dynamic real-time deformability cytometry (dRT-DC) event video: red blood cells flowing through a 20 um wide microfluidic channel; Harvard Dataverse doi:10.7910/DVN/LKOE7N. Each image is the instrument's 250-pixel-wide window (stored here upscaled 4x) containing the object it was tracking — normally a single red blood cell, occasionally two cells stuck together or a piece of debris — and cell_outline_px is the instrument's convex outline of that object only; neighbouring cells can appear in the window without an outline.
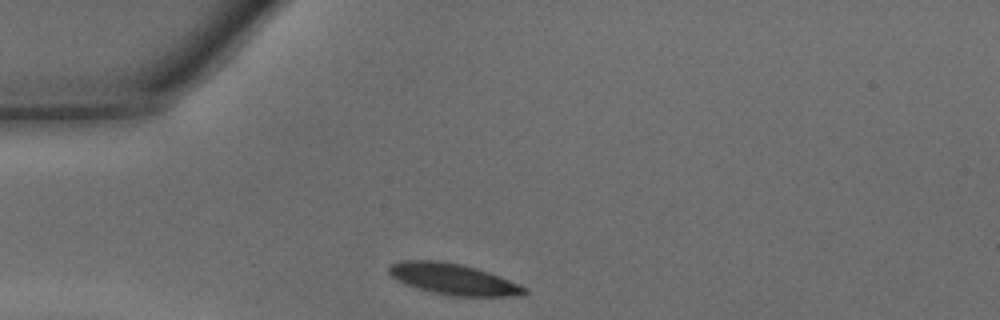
{"species": "common noctule bat (a hibernating species)", "species_latin": "Nyctalus noctula", "temperature_condition": "warm", "stored_images_in_passage": 25, "camera_frame_rate_fps": 3000, "um_per_image_px": 0.085, "animal": {"sex": "male", "body_mass_g": 15.6}, "frame": {"image": 1, "passage_image": 1, "time_ms": 0.0, "image_size_px": [1000, 320], "cell_outline_px": [[528, 292], [520, 296], [448, 296], [416, 288], [404, 284], [392, 276], [388, 272], [388, 264], [400, 260], [436, 260], [460, 264], [476, 268], [488, 272], [528, 288]], "centroid_in_image_um": [38.48, 23.73], "position_along_channel_um": 46.5, "area_um2": 24.62}}
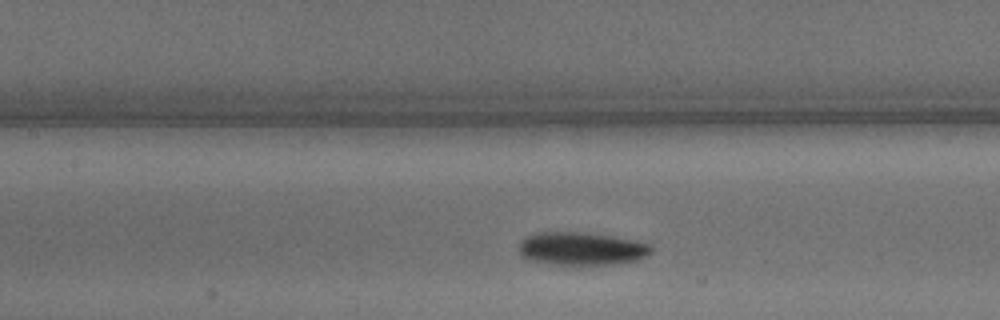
{"frame": {"image": 2, "passage_image": 10, "time_ms": 3.0, "image_size_px": [1000, 320], "cell_outline_px": [[652, 252], [648, 256], [636, 260], [612, 264], [556, 264], [528, 260], [520, 256], [520, 240], [528, 236], [540, 232], [588, 232], [636, 240], [648, 244], [652, 248]], "centroid_in_image_um": [49.43, 21.12], "position_along_channel_um": 158.0, "area_um2": 25.43}}
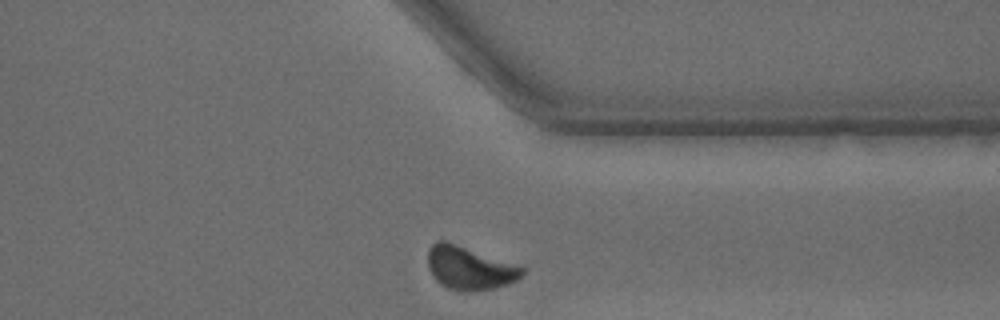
{"frame": {"image": 3, "passage_image": 25, "time_ms": 8.0, "image_size_px": [1000, 320], "cell_outline_px": [[528, 268], [516, 280], [508, 284], [496, 288], [476, 292], [460, 292], [448, 288], [440, 284], [432, 276], [428, 268], [428, 248], [436, 240], [448, 240]], "centroid_in_image_um": [39.9, 22.78], "position_along_channel_um": 371.5, "area_um2": 24.51}, "authors_computed_cell_mechanics": {"area_um2": 24.9696, "velocity_mm_per_s": 4.307, "shape_relaxation_time_tau1_ms": 2.3983, "shape_relaxation_time_tau2_ms": null, "deformation_change_tau1": 0.1222, "deformation_change_tau2": null}}